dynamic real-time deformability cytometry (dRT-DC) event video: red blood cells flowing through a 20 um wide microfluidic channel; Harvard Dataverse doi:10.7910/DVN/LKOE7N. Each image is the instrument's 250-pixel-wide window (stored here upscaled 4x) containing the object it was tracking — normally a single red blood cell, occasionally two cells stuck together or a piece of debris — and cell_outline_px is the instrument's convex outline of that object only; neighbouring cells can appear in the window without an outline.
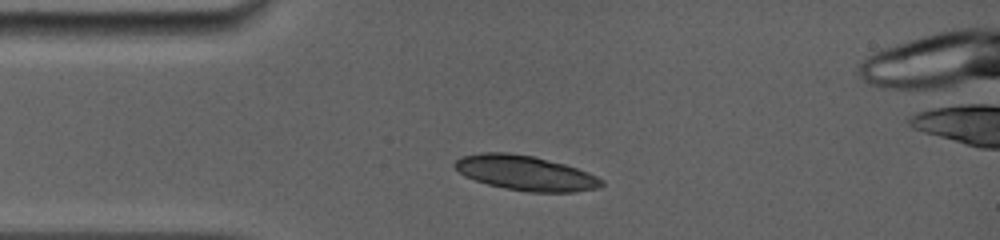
{"species": "common noctule bat (a hibernating species)", "species_latin": "Nyctalus noctula", "temperature_condition": "room temperature", "stored_images_in_passage": 3, "camera_frame_rate_fps": 5000, "um_per_image_px": 0.085, "animal": {"sex": "female", "body_mass_g": 19.0, "forearm_length_mm": 56.7}, "frame": {"image": 1, "passage_image": 1, "time_ms": 0.0, "image_size_px": [1000, 240], "cell_outline_px": [[604, 184], [596, 188], [572, 192], [528, 192], [504, 188], [488, 184], [464, 176], [452, 164], [460, 156], [480, 152], [508, 152], [532, 156], [564, 164], [588, 172], [604, 180]], "centroid_in_image_um": [44.63, 14.7], "position_along_channel_um": 40.4, "area_um2": 29.71}}